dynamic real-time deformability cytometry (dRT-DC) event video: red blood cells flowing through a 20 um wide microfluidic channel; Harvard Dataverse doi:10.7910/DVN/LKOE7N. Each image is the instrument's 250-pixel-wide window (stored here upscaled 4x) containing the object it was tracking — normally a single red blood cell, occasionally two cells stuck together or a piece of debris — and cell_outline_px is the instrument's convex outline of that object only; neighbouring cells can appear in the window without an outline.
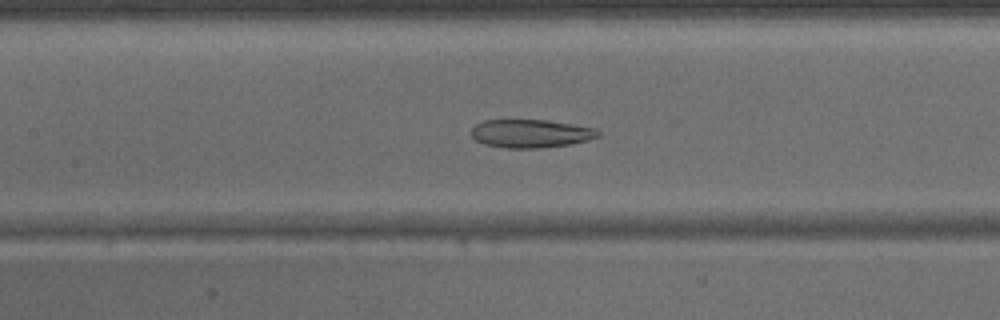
{"species": "common noctule bat (a hibernating species)", "species_latin": "Nyctalus noctula", "temperature_condition": "warm", "stored_images_in_passage": 44, "camera_frame_rate_fps": 3000, "um_per_image_px": 0.085, "animal": {"sex": "male", "body_mass_g": 15.6}, "frame": {"image": 1, "passage_image": 20, "time_ms": 6.333, "image_size_px": [1000, 320], "cell_outline_px": [[600, 136], [588, 140], [568, 144], [540, 148], [504, 148], [484, 144], [476, 140], [472, 136], [472, 128], [476, 124], [484, 120], [544, 120], [572, 124], [596, 128], [600, 132]], "centroid_in_image_um": [45.11, 11.35], "position_along_channel_um": 162.3, "area_um2": 20.81}}
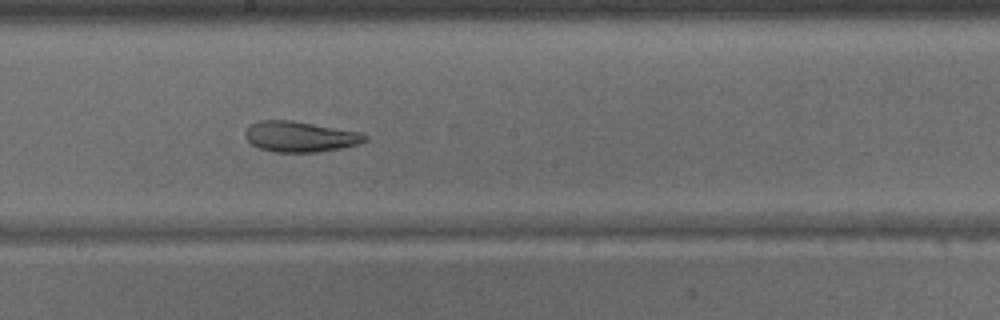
{"frame": {"image": 2, "passage_image": 24, "time_ms": 7.667, "image_size_px": [1000, 320], "cell_outline_px": [[368, 140], [356, 144], [340, 148], [316, 152], [276, 152], [260, 148], [252, 144], [244, 136], [244, 132], [252, 124], [260, 120], [292, 120], [360, 132], [368, 136]], "centroid_in_image_um": [25.5, 11.61], "position_along_channel_um": 222.7, "area_um2": 21.15}}
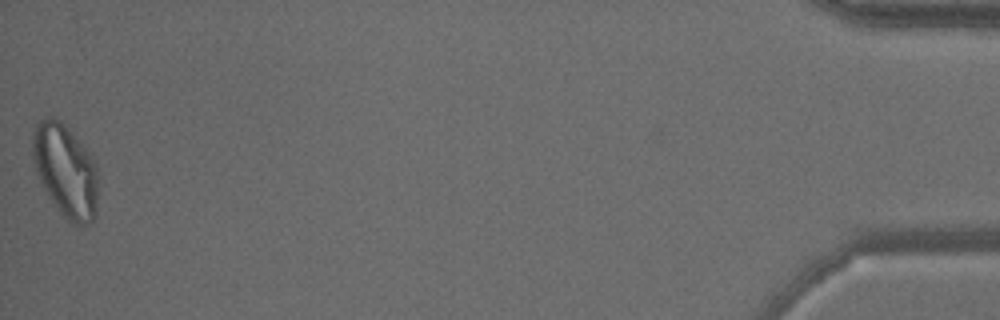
{"frame": {"image": 3, "passage_image": 44, "time_ms": 14.333, "image_size_px": [1000, 320], "cell_outline_px": [[96, 212], [92, 220], [88, 224], [80, 228], [72, 224], [60, 212], [40, 184], [36, 172], [32, 156], [32, 132], [36, 124], [40, 120], [48, 116], [52, 116], [60, 120], [68, 128], [88, 152], [96, 164]], "centroid_in_image_um": [5.53, 14.51], "position_along_channel_um": 429.7, "area_um2": 35.43}}